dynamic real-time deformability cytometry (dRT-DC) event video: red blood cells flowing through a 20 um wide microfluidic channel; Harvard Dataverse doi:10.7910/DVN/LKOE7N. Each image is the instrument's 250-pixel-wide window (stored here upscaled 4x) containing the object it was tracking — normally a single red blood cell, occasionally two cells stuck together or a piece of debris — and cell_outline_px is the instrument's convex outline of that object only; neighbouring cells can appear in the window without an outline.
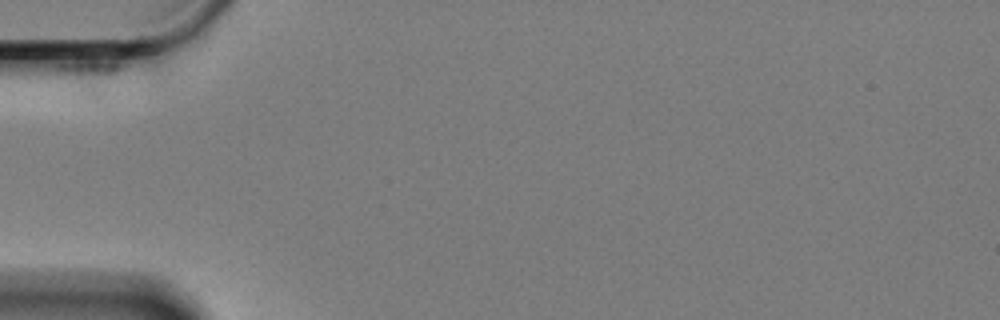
{"species": "Egyptian fruit bat (a non-hibernating species)", "species_latin": "Rousettus aegyptiacus", "temperature_condition": "cold", "stored_images_in_passage": 43, "segment_of_instrument_passage": [1, 2], "camera_frame_rate_fps": 3000, "um_per_image_px": 0.085, "animal": {"sex": "female"}, "frame": {"image": 1, "passage_image": 1, "time_ms": 0.0, "image_size_px": [1000, 320], "cell_outline_px": [[116, 68], [100, 100], [92, 100], [80, 92], [56, 68], [56, 64], [88, 60], [112, 60], [116, 64]], "centroid_in_image_um": [7.56, 6.46], "position_along_channel_um": 77.4, "area_um2": 11.16}}
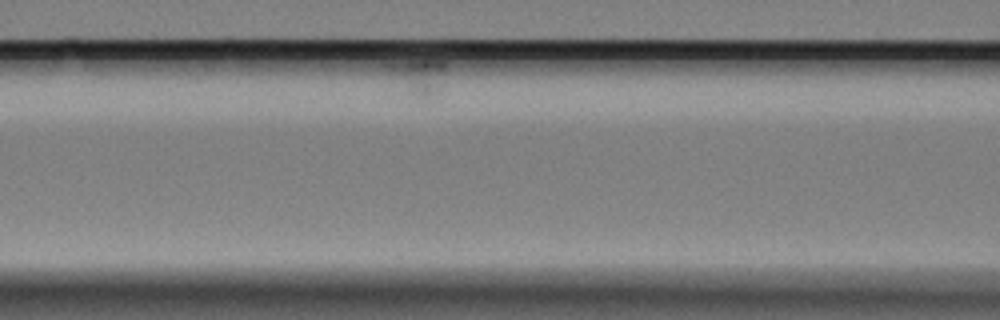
{"frame": {"image": 2, "passage_image": 13, "time_ms": 4.0, "image_size_px": [1000, 320], "cell_outline_px": [[444, 68], [440, 92], [428, 100], [424, 100], [416, 96], [384, 64], [408, 60], [444, 60]], "centroid_in_image_um": [35.7, 6.48], "position_along_channel_um": 130.9, "area_um2": 11.33}}
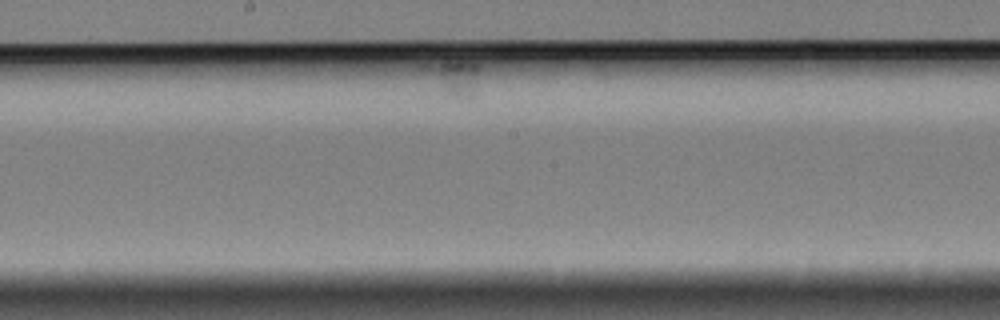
{"frame": {"image": 3, "passage_image": 31, "time_ms": 10.0, "image_size_px": [1000, 320], "cell_outline_px": [[480, 64], [472, 96], [444, 96], [416, 68], [420, 64], [460, 60]], "centroid_in_image_um": [38.39, 6.53], "position_along_channel_um": 209.8, "area_um2": 11.85}}